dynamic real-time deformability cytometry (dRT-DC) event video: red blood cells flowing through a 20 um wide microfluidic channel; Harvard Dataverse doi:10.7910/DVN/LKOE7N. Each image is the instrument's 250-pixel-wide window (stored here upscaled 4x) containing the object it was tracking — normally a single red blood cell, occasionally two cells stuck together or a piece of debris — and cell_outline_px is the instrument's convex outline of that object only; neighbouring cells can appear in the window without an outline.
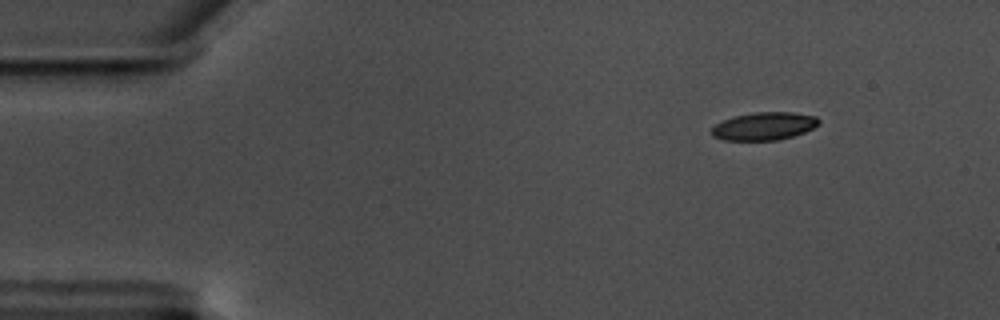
{"species": "common noctule bat (a hibernating species)", "species_latin": "Nyctalus noctula", "temperature_condition": "warm", "stored_images_in_passage": 52, "camera_frame_rate_fps": 3000, "um_per_image_px": 0.085, "animal": {"sex": "male", "body_mass_g": 17.5, "forearm_length_mm": 52.3}, "frame": {"image": 1, "passage_image": 1, "time_ms": 0.0, "image_size_px": [1000, 320], "cell_outline_px": [[820, 124], [804, 132], [792, 136], [776, 140], [724, 140], [712, 136], [712, 128], [716, 124], [724, 120], [736, 116], [756, 112], [792, 112], [816, 116], [820, 120]], "centroid_in_image_um": [64.97, 10.72], "position_along_channel_um": 20.0, "area_um2": 17.22}}
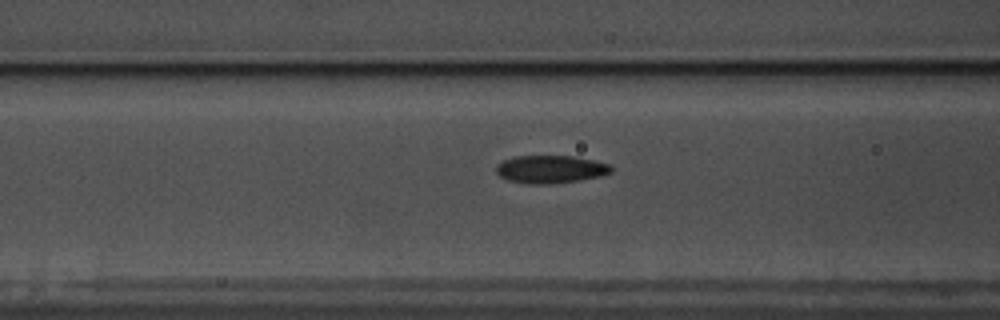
{"frame": {"image": 2, "passage_image": 17, "time_ms": 5.333, "image_size_px": [1000, 320], "cell_outline_px": [[612, 172], [600, 176], [580, 180], [548, 184], [528, 184], [508, 180], [500, 176], [496, 172], [496, 168], [504, 160], [512, 156], [572, 156], [612, 164]], "centroid_in_image_um": [46.81, 14.39], "position_along_channel_um": 119.8, "area_um2": 18.61}}
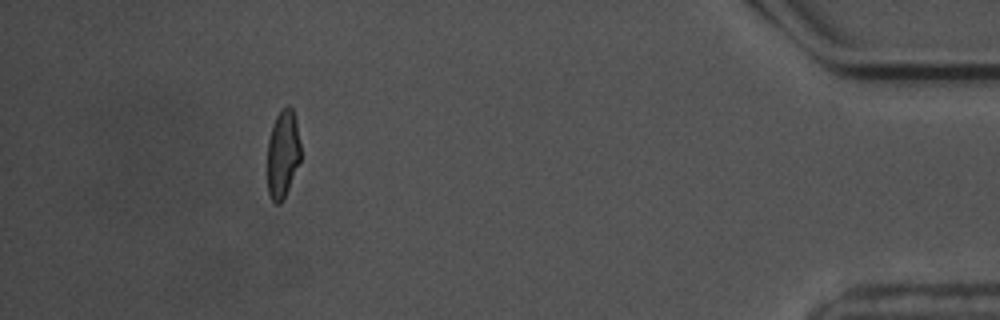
{"frame": {"image": 3, "passage_image": 47, "time_ms": 15.333, "image_size_px": [1000, 320], "cell_outline_px": [[300, 160], [288, 188], [280, 204], [276, 204], [272, 200], [268, 192], [268, 140], [272, 124], [276, 116], [288, 104], [292, 108], [296, 120], [300, 144]], "centroid_in_image_um": [24.03, 13.06], "position_along_channel_um": 411.2, "area_um2": 16.82}, "authors_computed_cell_mechanics": {"area_um2": 18.3226, "velocity_mm_per_s": 3.5195, "shape_relaxation_time_tau1_ms": 4.73, "shape_relaxation_time_tau2_ms": 1.735, "deformation_change_tau1": 0.1607, "deformation_change_tau2": 0.0871}}